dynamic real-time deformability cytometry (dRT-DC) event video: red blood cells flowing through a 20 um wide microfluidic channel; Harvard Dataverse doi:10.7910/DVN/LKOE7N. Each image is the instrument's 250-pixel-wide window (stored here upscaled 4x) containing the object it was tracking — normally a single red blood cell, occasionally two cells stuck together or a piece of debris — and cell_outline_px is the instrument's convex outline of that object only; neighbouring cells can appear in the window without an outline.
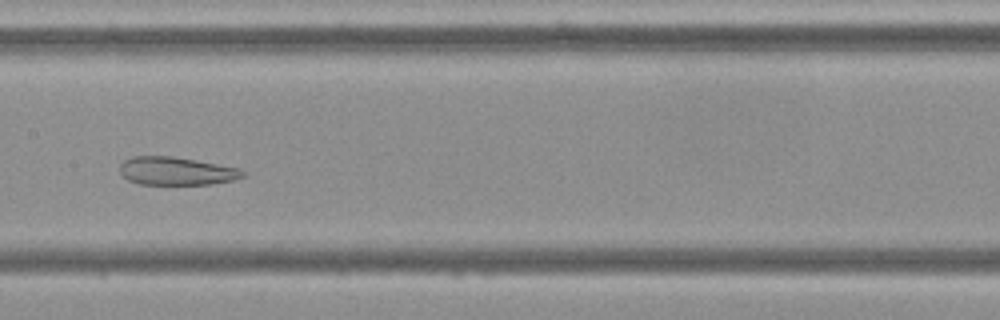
{"species": "Egyptian fruit bat (a non-hibernating species)", "species_latin": "Rousettus aegyptiacus", "temperature_condition": "cold", "stored_images_in_passage": 7, "camera_frame_rate_fps": 3000, "um_per_image_px": 0.085, "frame": {"image": 1, "passage_image": 6, "time_ms": 5.667, "image_size_px": [1000, 320], "cell_outline_px": [[244, 176], [232, 180], [208, 184], [140, 184], [128, 180], [120, 176], [120, 164], [124, 160], [132, 156], [172, 156], [196, 160], [240, 168], [244, 172]], "centroid_in_image_um": [14.94, 14.53], "position_along_channel_um": 192.5, "area_um2": 20.11}}
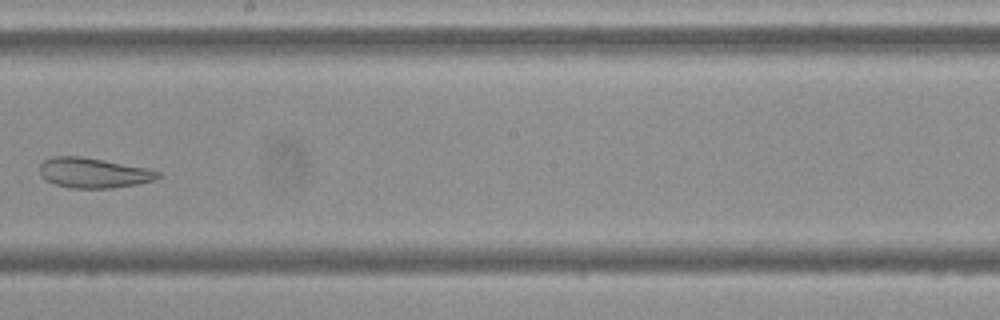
{"frame": {"image": 2, "passage_image": 7, "time_ms": 7.0, "image_size_px": [1000, 320], "cell_outline_px": [[160, 176], [156, 180], [136, 184], [112, 188], [72, 188], [56, 184], [40, 176], [40, 164], [44, 160], [52, 156], [80, 156], [104, 160], [148, 168], [160, 172]], "centroid_in_image_um": [7.95, 14.69], "position_along_channel_um": 240.2, "area_um2": 20.69}}